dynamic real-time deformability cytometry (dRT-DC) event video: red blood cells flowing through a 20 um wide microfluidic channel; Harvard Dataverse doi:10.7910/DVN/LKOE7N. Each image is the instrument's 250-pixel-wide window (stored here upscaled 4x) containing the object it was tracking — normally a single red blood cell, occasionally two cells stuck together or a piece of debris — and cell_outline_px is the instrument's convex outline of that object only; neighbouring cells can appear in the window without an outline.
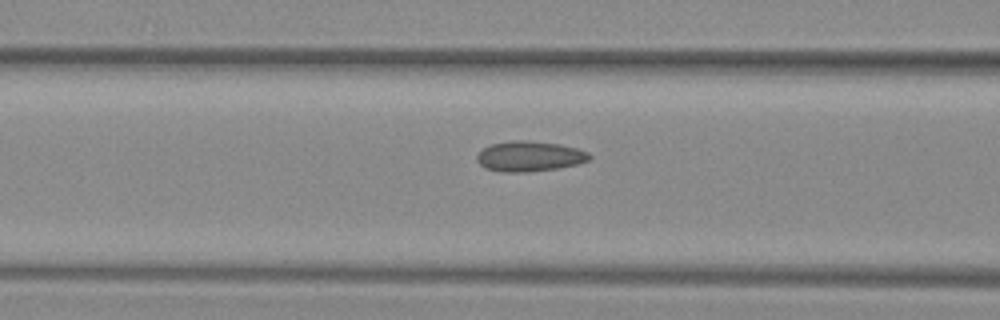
{"species": "common noctule bat (a hibernating species)", "species_latin": "Nyctalus noctula", "temperature_condition": "warm", "stored_images_in_passage": 14, "camera_frame_rate_fps": 3000, "um_per_image_px": 0.085, "animal": {"sex": "female", "body_mass_g": 29.2, "forearm_length_mm": 56.3}, "frame": {"image": 1, "passage_image": 12, "time_ms": 3.667, "image_size_px": [1000, 320], "cell_outline_px": [[592, 156], [588, 160], [580, 164], [560, 168], [528, 172], [500, 172], [484, 168], [476, 160], [476, 156], [484, 148], [492, 144], [512, 140], [528, 140], [560, 144], [576, 148], [588, 152]], "centroid_in_image_um": [45.02, 13.29], "position_along_channel_um": 121.6, "area_um2": 20.06}}